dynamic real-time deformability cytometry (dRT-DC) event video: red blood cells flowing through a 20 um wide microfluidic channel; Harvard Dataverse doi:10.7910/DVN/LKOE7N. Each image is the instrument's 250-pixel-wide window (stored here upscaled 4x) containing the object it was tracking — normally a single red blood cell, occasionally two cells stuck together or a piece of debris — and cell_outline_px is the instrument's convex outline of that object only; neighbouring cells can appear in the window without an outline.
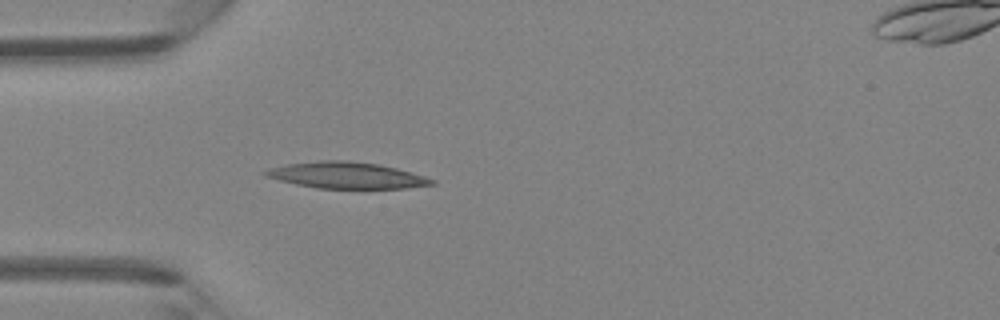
{"species": "Egyptian fruit bat (a non-hibernating species)", "species_latin": "Rousettus aegyptiacus", "temperature_condition": "room temperature", "stored_images_in_passage": 30, "camera_frame_rate_fps": 3000, "um_per_image_px": 0.085, "animal": {"sex": "female"}, "frame": {"image": 1, "passage_image": 1, "time_ms": 0.0, "image_size_px": [1000, 320], "cell_outline_px": [[436, 184], [404, 188], [316, 188], [296, 184], [264, 176], [260, 172], [268, 168], [288, 164], [316, 160], [344, 160], [380, 164], [396, 168], [424, 176], [436, 180]], "centroid_in_image_um": [29.42, 14.89], "position_along_channel_um": 55.6, "area_um2": 25.55}}
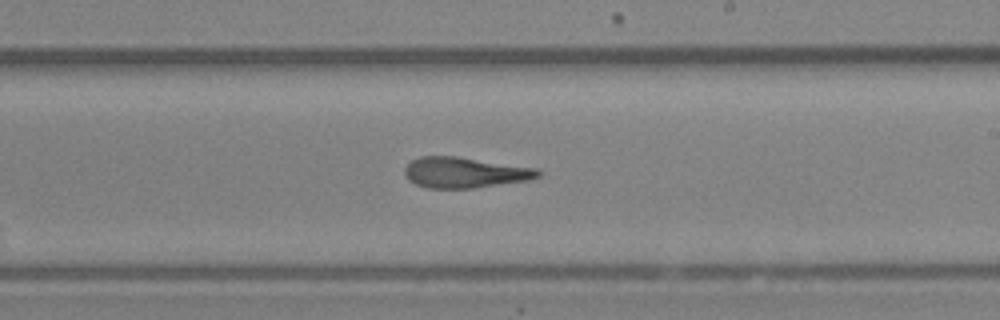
{"frame": {"image": 2, "passage_image": 15, "time_ms": 4.667, "image_size_px": [1000, 320], "cell_outline_px": [[544, 172], [540, 176], [532, 180], [472, 188], [428, 188], [416, 184], [408, 180], [404, 176], [404, 168], [412, 160], [420, 156], [456, 156], [540, 168]], "centroid_in_image_um": [39.56, 14.66], "position_along_channel_um": 249.4, "area_um2": 24.22}}
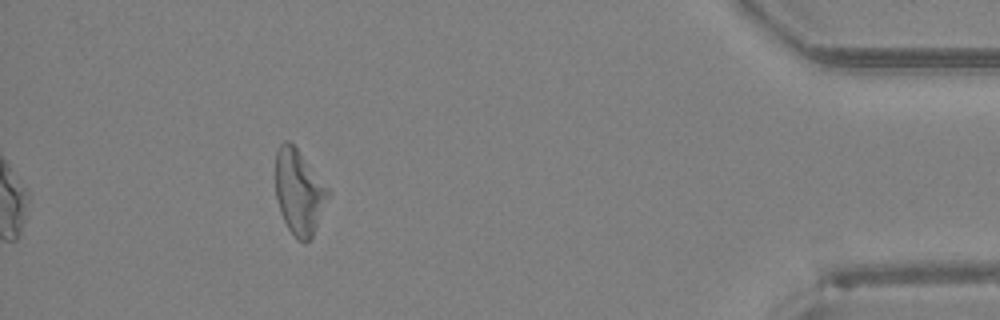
{"frame": {"image": 3, "passage_image": 30, "time_ms": 9.667, "image_size_px": [1000, 320], "cell_outline_px": [[328, 196], [316, 228], [312, 236], [304, 244], [288, 228], [280, 212], [276, 196], [276, 152], [280, 144], [284, 140], [288, 140], [296, 148], [328, 188]], "centroid_in_image_um": [25.39, 16.31], "position_along_channel_um": 409.8, "area_um2": 25.26}, "authors_computed_cell_mechanics": {"area_um2": 24.2182, "velocity_mm_per_s": 4.3047, "shape_relaxation_time_tau1_ms": 5.1135, "shape_relaxation_time_tau2_ms": 4.0125, "deformation_change_tau1": 0.1954, "deformation_change_tau2": 0.1817}}